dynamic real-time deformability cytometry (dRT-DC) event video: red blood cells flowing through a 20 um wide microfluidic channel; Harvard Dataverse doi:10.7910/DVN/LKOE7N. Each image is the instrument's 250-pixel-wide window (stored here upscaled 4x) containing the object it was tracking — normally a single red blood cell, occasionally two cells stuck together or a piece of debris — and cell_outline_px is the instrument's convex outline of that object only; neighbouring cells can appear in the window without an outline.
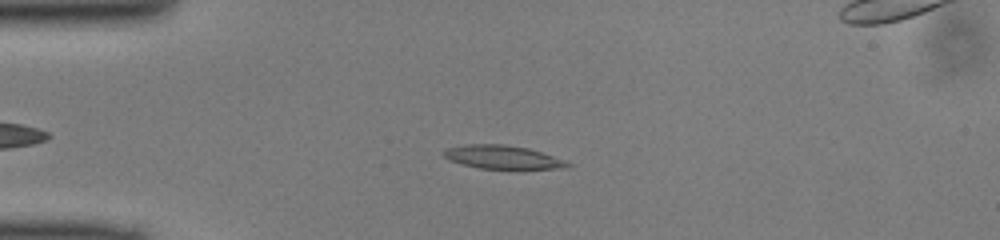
{"species": "common noctule bat (a hibernating species)", "species_latin": "Nyctalus noctula", "temperature_condition": "cold", "stored_images_in_passage": 36, "camera_frame_rate_fps": 3000, "um_per_image_px": 0.085, "animal": {"sex": "male", "body_mass_g": 13.0, "forearm_length_mm": 53.1}, "frame": {"image": 1, "passage_image": 3, "time_ms": 0.667, "image_size_px": [1000, 240], "cell_outline_px": [[572, 164], [568, 168], [520, 172], [480, 168], [448, 160], [440, 152], [448, 148], [464, 144], [504, 144], [528, 148], [564, 160]], "centroid_in_image_um": [42.8, 13.42], "position_along_channel_um": 42.2, "area_um2": 17.92}}
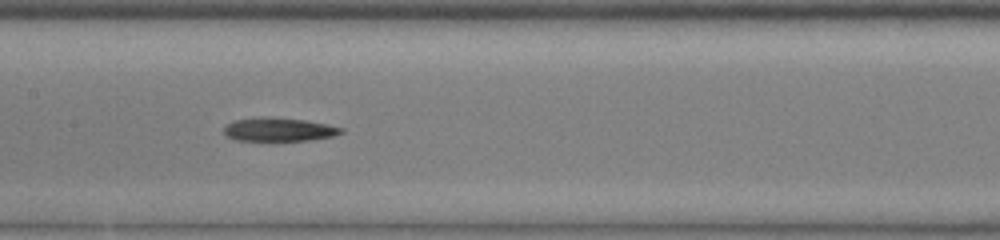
{"frame": {"image": 2, "passage_image": 15, "time_ms": 4.667, "image_size_px": [1000, 240], "cell_outline_px": [[344, 132], [332, 136], [308, 140], [236, 140], [228, 136], [224, 132], [224, 128], [232, 120], [264, 116], [268, 116], [304, 120], [328, 124], [344, 128]], "centroid_in_image_um": [23.71, 10.99], "position_along_channel_um": 183.7, "area_um2": 16.01}}
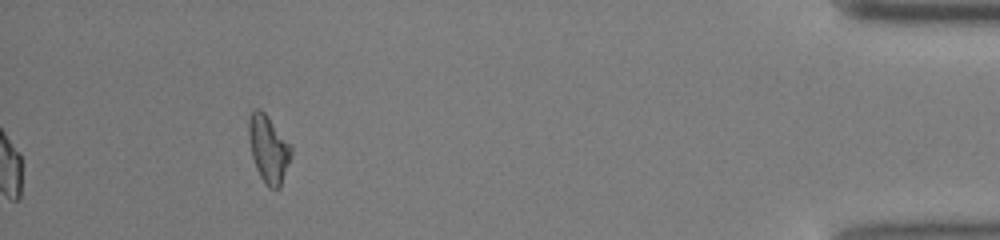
{"frame": {"image": 3, "passage_image": 36, "time_ms": 11.667, "image_size_px": [1000, 240], "cell_outline_px": [[292, 156], [280, 188], [268, 188], [264, 184], [256, 168], [252, 156], [248, 136], [248, 120], [252, 112], [256, 108], [260, 108], [268, 116], [292, 148]], "centroid_in_image_um": [22.81, 12.68], "position_along_channel_um": 412.4, "area_um2": 16.65}}